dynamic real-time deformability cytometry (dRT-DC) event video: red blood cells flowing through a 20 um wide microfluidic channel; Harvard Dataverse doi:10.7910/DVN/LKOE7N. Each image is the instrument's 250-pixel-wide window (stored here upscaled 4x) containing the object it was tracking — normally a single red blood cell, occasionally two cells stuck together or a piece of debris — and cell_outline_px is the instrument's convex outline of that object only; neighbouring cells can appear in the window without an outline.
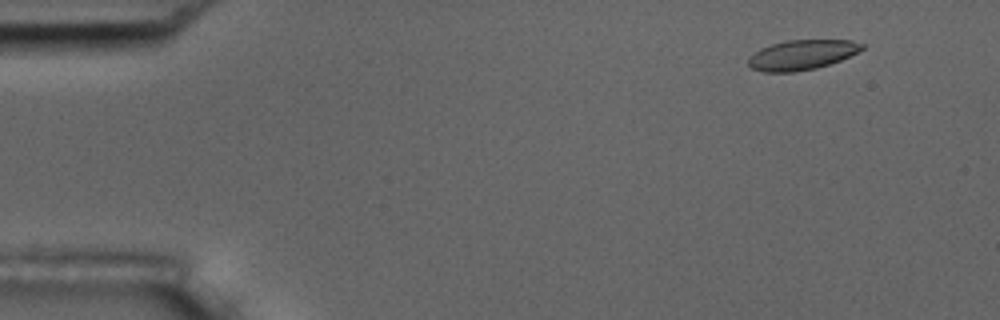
{"species": "common noctule bat (a hibernating species)", "species_latin": "Nyctalus noctula", "temperature_condition": "room temperature", "stored_images_in_passage": 6, "segment_of_instrument_passage": [1, 2], "camera_frame_rate_fps": 3000, "um_per_image_px": 0.085, "animal": {"sex": "male", "body_mass_g": 17.5, "forearm_length_mm": 52.3}, "frame": {"image": 1, "passage_image": 2, "time_ms": 1.333, "image_size_px": [1000, 320], "cell_outline_px": [[864, 48], [840, 60], [816, 68], [796, 72], [764, 72], [752, 68], [748, 64], [748, 56], [760, 48], [772, 44], [788, 40], [852, 40], [864, 44]], "centroid_in_image_um": [68.12, 4.66], "position_along_channel_um": 16.9, "area_um2": 19.71}}
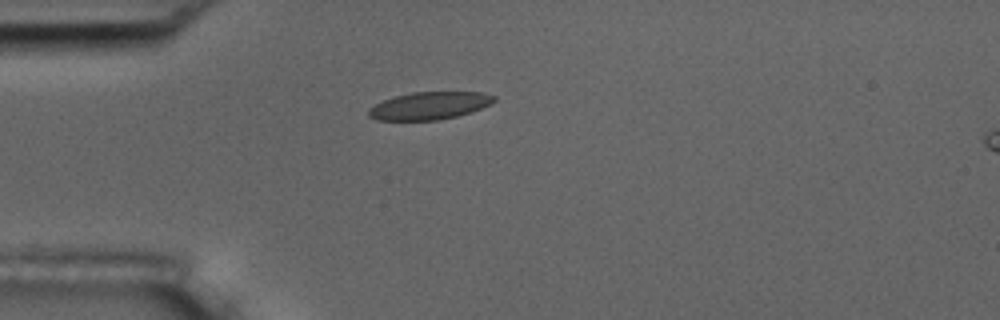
{"frame": {"image": 2, "passage_image": 5, "time_ms": 4.667, "image_size_px": [1000, 320], "cell_outline_px": [[496, 100], [492, 104], [472, 112], [456, 116], [436, 120], [376, 120], [368, 116], [368, 108], [384, 100], [396, 96], [412, 92], [480, 92], [496, 96]], "centroid_in_image_um": [36.52, 8.98], "position_along_channel_um": 48.5, "area_um2": 20.17}}